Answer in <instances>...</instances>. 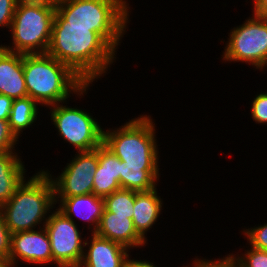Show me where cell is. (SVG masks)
Returning a JSON list of instances; mask_svg holds the SVG:
<instances>
[{
	"label": "cell",
	"mask_w": 267,
	"mask_h": 267,
	"mask_svg": "<svg viewBox=\"0 0 267 267\" xmlns=\"http://www.w3.org/2000/svg\"><path fill=\"white\" fill-rule=\"evenodd\" d=\"M95 233L129 250L147 246V242L136 232L132 219L108 212L105 208Z\"/></svg>",
	"instance_id": "5bb4252c"
},
{
	"label": "cell",
	"mask_w": 267,
	"mask_h": 267,
	"mask_svg": "<svg viewBox=\"0 0 267 267\" xmlns=\"http://www.w3.org/2000/svg\"><path fill=\"white\" fill-rule=\"evenodd\" d=\"M251 118L256 124H267V92L255 95L251 102Z\"/></svg>",
	"instance_id": "cb8c5ba5"
},
{
	"label": "cell",
	"mask_w": 267,
	"mask_h": 267,
	"mask_svg": "<svg viewBox=\"0 0 267 267\" xmlns=\"http://www.w3.org/2000/svg\"><path fill=\"white\" fill-rule=\"evenodd\" d=\"M129 4L128 0H59L52 27H91L117 51L131 21Z\"/></svg>",
	"instance_id": "3957f363"
},
{
	"label": "cell",
	"mask_w": 267,
	"mask_h": 267,
	"mask_svg": "<svg viewBox=\"0 0 267 267\" xmlns=\"http://www.w3.org/2000/svg\"><path fill=\"white\" fill-rule=\"evenodd\" d=\"M18 0H0V27L10 29Z\"/></svg>",
	"instance_id": "484cf974"
},
{
	"label": "cell",
	"mask_w": 267,
	"mask_h": 267,
	"mask_svg": "<svg viewBox=\"0 0 267 267\" xmlns=\"http://www.w3.org/2000/svg\"><path fill=\"white\" fill-rule=\"evenodd\" d=\"M65 216L73 222L75 217L87 222L88 232L95 233L98 229L104 211V199L94 194L55 199V205Z\"/></svg>",
	"instance_id": "4fadbf2b"
},
{
	"label": "cell",
	"mask_w": 267,
	"mask_h": 267,
	"mask_svg": "<svg viewBox=\"0 0 267 267\" xmlns=\"http://www.w3.org/2000/svg\"><path fill=\"white\" fill-rule=\"evenodd\" d=\"M131 251L123 245L90 233L85 240L84 255L79 267H122Z\"/></svg>",
	"instance_id": "7c38bea8"
},
{
	"label": "cell",
	"mask_w": 267,
	"mask_h": 267,
	"mask_svg": "<svg viewBox=\"0 0 267 267\" xmlns=\"http://www.w3.org/2000/svg\"><path fill=\"white\" fill-rule=\"evenodd\" d=\"M249 245L253 248L267 251V223L257 225L256 227L243 228L241 231Z\"/></svg>",
	"instance_id": "7402d4cb"
},
{
	"label": "cell",
	"mask_w": 267,
	"mask_h": 267,
	"mask_svg": "<svg viewBox=\"0 0 267 267\" xmlns=\"http://www.w3.org/2000/svg\"><path fill=\"white\" fill-rule=\"evenodd\" d=\"M131 255L125 260L124 264L122 267H157V265H155V262H151L149 260H138L135 258H132ZM159 267V266H158Z\"/></svg>",
	"instance_id": "f546056e"
},
{
	"label": "cell",
	"mask_w": 267,
	"mask_h": 267,
	"mask_svg": "<svg viewBox=\"0 0 267 267\" xmlns=\"http://www.w3.org/2000/svg\"><path fill=\"white\" fill-rule=\"evenodd\" d=\"M44 227L50 240L53 263L57 267H79L84 255V231L57 208L51 211Z\"/></svg>",
	"instance_id": "9c48e42d"
},
{
	"label": "cell",
	"mask_w": 267,
	"mask_h": 267,
	"mask_svg": "<svg viewBox=\"0 0 267 267\" xmlns=\"http://www.w3.org/2000/svg\"><path fill=\"white\" fill-rule=\"evenodd\" d=\"M39 108L40 105L29 96L13 100L8 122L18 139L22 137L23 131L34 126L40 116Z\"/></svg>",
	"instance_id": "d6986e66"
},
{
	"label": "cell",
	"mask_w": 267,
	"mask_h": 267,
	"mask_svg": "<svg viewBox=\"0 0 267 267\" xmlns=\"http://www.w3.org/2000/svg\"><path fill=\"white\" fill-rule=\"evenodd\" d=\"M23 73L28 96L44 108L83 98L92 86L48 53L23 54Z\"/></svg>",
	"instance_id": "277c9868"
},
{
	"label": "cell",
	"mask_w": 267,
	"mask_h": 267,
	"mask_svg": "<svg viewBox=\"0 0 267 267\" xmlns=\"http://www.w3.org/2000/svg\"><path fill=\"white\" fill-rule=\"evenodd\" d=\"M135 203V191L120 189L104 198V208L111 213L128 216L132 219Z\"/></svg>",
	"instance_id": "ffe728a7"
},
{
	"label": "cell",
	"mask_w": 267,
	"mask_h": 267,
	"mask_svg": "<svg viewBox=\"0 0 267 267\" xmlns=\"http://www.w3.org/2000/svg\"><path fill=\"white\" fill-rule=\"evenodd\" d=\"M163 198L159 196L157 187L149 191H135V203L132 221L136 232L148 243L147 232L156 225L162 210ZM146 235V236H145Z\"/></svg>",
	"instance_id": "e0dca14e"
},
{
	"label": "cell",
	"mask_w": 267,
	"mask_h": 267,
	"mask_svg": "<svg viewBox=\"0 0 267 267\" xmlns=\"http://www.w3.org/2000/svg\"><path fill=\"white\" fill-rule=\"evenodd\" d=\"M55 13L56 6L18 2L8 30L12 41L2 47L21 54L47 53Z\"/></svg>",
	"instance_id": "8992f818"
},
{
	"label": "cell",
	"mask_w": 267,
	"mask_h": 267,
	"mask_svg": "<svg viewBox=\"0 0 267 267\" xmlns=\"http://www.w3.org/2000/svg\"><path fill=\"white\" fill-rule=\"evenodd\" d=\"M17 144L19 139L12 132L9 122L0 119V153L18 152Z\"/></svg>",
	"instance_id": "603a6c76"
},
{
	"label": "cell",
	"mask_w": 267,
	"mask_h": 267,
	"mask_svg": "<svg viewBox=\"0 0 267 267\" xmlns=\"http://www.w3.org/2000/svg\"><path fill=\"white\" fill-rule=\"evenodd\" d=\"M67 102L66 100L47 107L50 109L48 116L58 132L57 135L77 152L91 151L101 146L104 128L92 113L80 107L72 108Z\"/></svg>",
	"instance_id": "52a82bcc"
},
{
	"label": "cell",
	"mask_w": 267,
	"mask_h": 267,
	"mask_svg": "<svg viewBox=\"0 0 267 267\" xmlns=\"http://www.w3.org/2000/svg\"><path fill=\"white\" fill-rule=\"evenodd\" d=\"M19 153H0V206L14 195L18 186L27 178L28 171Z\"/></svg>",
	"instance_id": "ac0fdd59"
},
{
	"label": "cell",
	"mask_w": 267,
	"mask_h": 267,
	"mask_svg": "<svg viewBox=\"0 0 267 267\" xmlns=\"http://www.w3.org/2000/svg\"><path fill=\"white\" fill-rule=\"evenodd\" d=\"M18 2L27 4H40L45 6H56L59 0H18Z\"/></svg>",
	"instance_id": "4dcf8cb0"
},
{
	"label": "cell",
	"mask_w": 267,
	"mask_h": 267,
	"mask_svg": "<svg viewBox=\"0 0 267 267\" xmlns=\"http://www.w3.org/2000/svg\"><path fill=\"white\" fill-rule=\"evenodd\" d=\"M0 94L19 99L28 96L23 73V54L0 49Z\"/></svg>",
	"instance_id": "9a60e30c"
},
{
	"label": "cell",
	"mask_w": 267,
	"mask_h": 267,
	"mask_svg": "<svg viewBox=\"0 0 267 267\" xmlns=\"http://www.w3.org/2000/svg\"><path fill=\"white\" fill-rule=\"evenodd\" d=\"M27 179L18 186L14 195L0 206L11 234L44 227L49 213L56 208L54 186L48 173L41 168Z\"/></svg>",
	"instance_id": "5b68a950"
},
{
	"label": "cell",
	"mask_w": 267,
	"mask_h": 267,
	"mask_svg": "<svg viewBox=\"0 0 267 267\" xmlns=\"http://www.w3.org/2000/svg\"><path fill=\"white\" fill-rule=\"evenodd\" d=\"M151 115H138L118 128H104L103 145L122 161L121 189L136 192L156 188L161 157Z\"/></svg>",
	"instance_id": "6da1fadb"
},
{
	"label": "cell",
	"mask_w": 267,
	"mask_h": 267,
	"mask_svg": "<svg viewBox=\"0 0 267 267\" xmlns=\"http://www.w3.org/2000/svg\"><path fill=\"white\" fill-rule=\"evenodd\" d=\"M47 53L92 85L117 59V51L91 27H52Z\"/></svg>",
	"instance_id": "7a4b0ae2"
},
{
	"label": "cell",
	"mask_w": 267,
	"mask_h": 267,
	"mask_svg": "<svg viewBox=\"0 0 267 267\" xmlns=\"http://www.w3.org/2000/svg\"><path fill=\"white\" fill-rule=\"evenodd\" d=\"M122 161L103 144L98 147V166L93 180L92 194L105 198L121 189Z\"/></svg>",
	"instance_id": "2e32d148"
},
{
	"label": "cell",
	"mask_w": 267,
	"mask_h": 267,
	"mask_svg": "<svg viewBox=\"0 0 267 267\" xmlns=\"http://www.w3.org/2000/svg\"><path fill=\"white\" fill-rule=\"evenodd\" d=\"M55 177L45 170L52 180L55 199L92 193L93 180L98 166V147L91 151L77 152ZM51 172V173H50Z\"/></svg>",
	"instance_id": "30bf717a"
},
{
	"label": "cell",
	"mask_w": 267,
	"mask_h": 267,
	"mask_svg": "<svg viewBox=\"0 0 267 267\" xmlns=\"http://www.w3.org/2000/svg\"><path fill=\"white\" fill-rule=\"evenodd\" d=\"M194 259L192 264L183 265L182 267H239L233 253L225 255L223 258H215L214 260L212 258L209 260L203 257H195Z\"/></svg>",
	"instance_id": "d4e9b609"
},
{
	"label": "cell",
	"mask_w": 267,
	"mask_h": 267,
	"mask_svg": "<svg viewBox=\"0 0 267 267\" xmlns=\"http://www.w3.org/2000/svg\"><path fill=\"white\" fill-rule=\"evenodd\" d=\"M250 16L230 30L221 56L224 63L245 62L262 72L267 65V18Z\"/></svg>",
	"instance_id": "ba28073f"
},
{
	"label": "cell",
	"mask_w": 267,
	"mask_h": 267,
	"mask_svg": "<svg viewBox=\"0 0 267 267\" xmlns=\"http://www.w3.org/2000/svg\"><path fill=\"white\" fill-rule=\"evenodd\" d=\"M13 99L6 95L0 94V119L9 120Z\"/></svg>",
	"instance_id": "83f0119b"
},
{
	"label": "cell",
	"mask_w": 267,
	"mask_h": 267,
	"mask_svg": "<svg viewBox=\"0 0 267 267\" xmlns=\"http://www.w3.org/2000/svg\"><path fill=\"white\" fill-rule=\"evenodd\" d=\"M233 255L239 267H267V251L250 246L244 253Z\"/></svg>",
	"instance_id": "44dd1931"
},
{
	"label": "cell",
	"mask_w": 267,
	"mask_h": 267,
	"mask_svg": "<svg viewBox=\"0 0 267 267\" xmlns=\"http://www.w3.org/2000/svg\"><path fill=\"white\" fill-rule=\"evenodd\" d=\"M20 260V261H19ZM8 261L18 265H53L50 240L45 227L11 234Z\"/></svg>",
	"instance_id": "8fae6325"
},
{
	"label": "cell",
	"mask_w": 267,
	"mask_h": 267,
	"mask_svg": "<svg viewBox=\"0 0 267 267\" xmlns=\"http://www.w3.org/2000/svg\"><path fill=\"white\" fill-rule=\"evenodd\" d=\"M11 233L0 211V261H7L10 253Z\"/></svg>",
	"instance_id": "4316f807"
},
{
	"label": "cell",
	"mask_w": 267,
	"mask_h": 267,
	"mask_svg": "<svg viewBox=\"0 0 267 267\" xmlns=\"http://www.w3.org/2000/svg\"><path fill=\"white\" fill-rule=\"evenodd\" d=\"M252 13L260 18H267V0H252Z\"/></svg>",
	"instance_id": "f1b7e54d"
},
{
	"label": "cell",
	"mask_w": 267,
	"mask_h": 267,
	"mask_svg": "<svg viewBox=\"0 0 267 267\" xmlns=\"http://www.w3.org/2000/svg\"><path fill=\"white\" fill-rule=\"evenodd\" d=\"M0 267H18V264L11 261H0Z\"/></svg>",
	"instance_id": "1f68e13d"
}]
</instances>
